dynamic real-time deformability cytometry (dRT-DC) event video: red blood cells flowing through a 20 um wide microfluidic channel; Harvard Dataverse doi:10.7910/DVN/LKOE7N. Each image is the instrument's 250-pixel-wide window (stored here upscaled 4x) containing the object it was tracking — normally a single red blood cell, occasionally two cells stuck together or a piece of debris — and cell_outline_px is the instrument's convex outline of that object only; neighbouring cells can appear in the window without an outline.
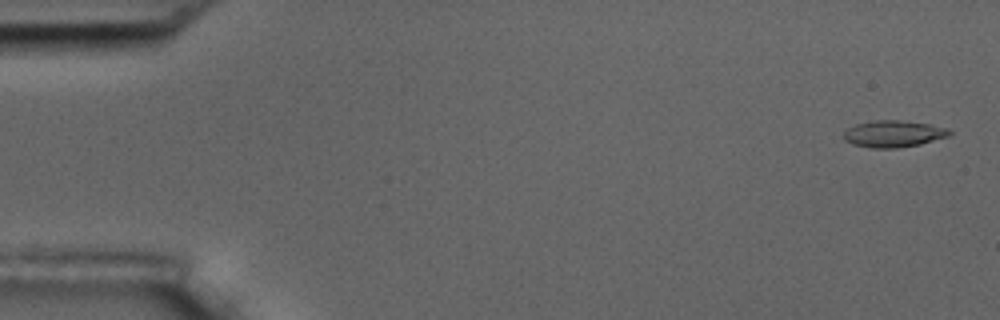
{"species": "common noctule bat (a hibernating species)", "species_latin": "Nyctalus noctula", "temperature_condition": "room temperature", "stored_images_in_passage": 6, "camera_frame_rate_fps": 3000, "um_per_image_px": 0.085, "animal": {"sex": "male", "body_mass_g": 17.5, "forearm_length_mm": 52.3}, "frame": {"image": 1, "passage_image": 1, "time_ms": 0.0, "image_size_px": [1000, 320], "cell_outline_px": [[952, 136], [920, 144], [896, 148], [868, 148], [852, 144], [844, 140], [844, 132], [848, 128], [856, 124], [872, 120], [900, 120], [928, 124], [948, 128], [952, 132]], "centroid_in_image_um": [75.96, 11.38], "position_along_channel_um": 9.0, "area_um2": 16.65}}